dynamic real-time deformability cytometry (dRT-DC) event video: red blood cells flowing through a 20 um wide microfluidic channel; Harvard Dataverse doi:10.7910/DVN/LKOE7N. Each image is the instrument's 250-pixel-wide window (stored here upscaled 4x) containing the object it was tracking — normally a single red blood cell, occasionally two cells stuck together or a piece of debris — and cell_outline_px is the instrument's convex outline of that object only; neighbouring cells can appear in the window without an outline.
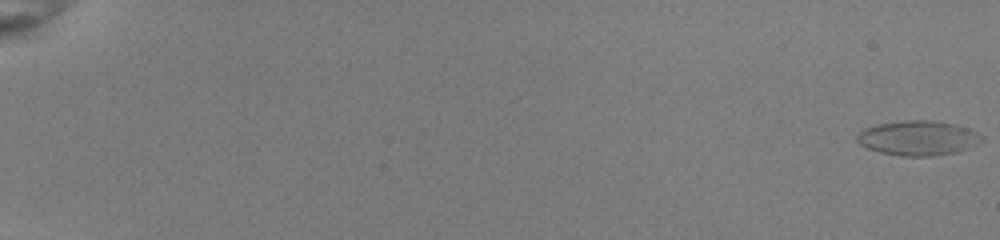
{"species": "common noctule bat (a hibernating species)", "species_latin": "Nyctalus noctula", "temperature_condition": "room temperature", "stored_images_in_passage": 22, "camera_frame_rate_fps": 3000, "um_per_image_px": 0.085, "animal": {"sex": "female", "body_mass_g": 22.0, "forearm_length_mm": 56.7}, "frame": {"image": 1, "passage_image": 1, "time_ms": 0.0, "image_size_px": [1000, 240], "cell_outline_px": [[984, 140], [968, 148], [956, 152], [932, 156], [900, 156], [880, 152], [868, 148], [860, 144], [856, 140], [856, 136], [864, 128], [880, 124], [908, 120], [932, 120], [956, 124], [972, 128], [984, 136]], "centroid_in_image_um": [78.09, 11.73], "position_along_channel_um": 6.9, "area_um2": 25.37}}
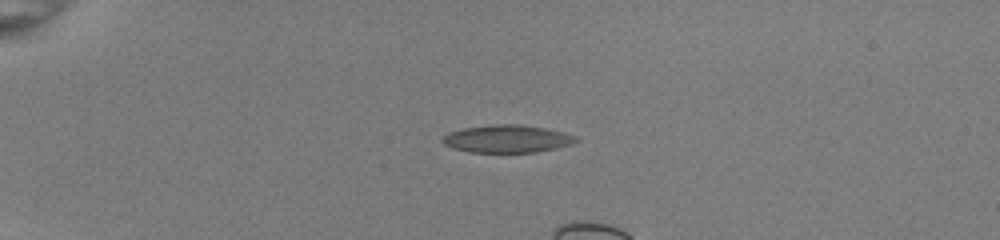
{"frame": {"image": 2, "passage_image": 16, "time_ms": 5.0, "image_size_px": [1000, 240], "cell_outline_px": [[580, 140], [572, 144], [556, 148], [536, 152], [468, 152], [452, 148], [444, 144], [440, 140], [448, 132], [464, 128], [492, 124], [520, 124], [548, 128], [564, 132], [576, 136]], "centroid_in_image_um": [43.12, 11.79], "position_along_channel_um": 41.9, "area_um2": 21.73}}